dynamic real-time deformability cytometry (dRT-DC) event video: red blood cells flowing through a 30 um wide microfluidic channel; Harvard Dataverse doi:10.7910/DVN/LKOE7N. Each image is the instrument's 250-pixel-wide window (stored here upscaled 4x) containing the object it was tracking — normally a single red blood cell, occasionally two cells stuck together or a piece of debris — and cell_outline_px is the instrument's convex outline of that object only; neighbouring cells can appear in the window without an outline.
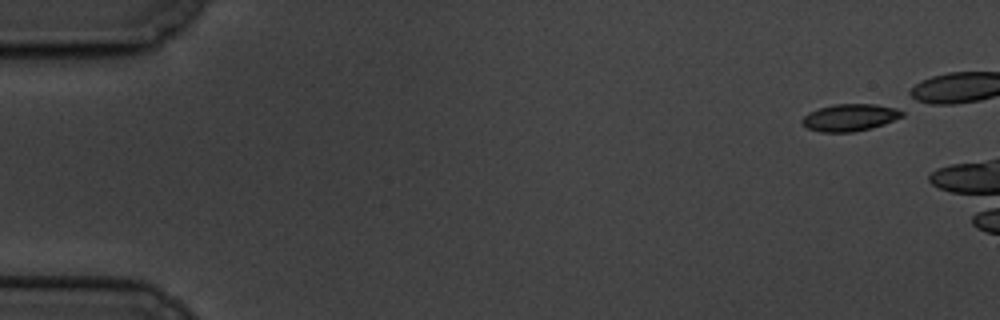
{"species": "common noctule bat (a hibernating species)", "species_latin": "Nyctalus noctula", "temperature_condition": "cold", "stored_images_in_passage": 2, "camera_frame_rate_fps": 3000, "um_per_image_px": 0.085, "animal": {"sex": "male", "body_mass_g": 19.5, "forearm_length_mm": 54.6}, "frame": {"image": 1, "passage_image": 1, "time_ms": 0.0, "image_size_px": [1000, 320], "cell_outline_px": [[904, 116], [884, 124], [872, 128], [852, 132], [820, 132], [808, 128], [800, 120], [808, 112], [832, 104], [876, 104], [904, 108]], "centroid_in_image_um": [72.31, 9.97], "position_along_channel_um": 12.7, "area_um2": 16.07}}